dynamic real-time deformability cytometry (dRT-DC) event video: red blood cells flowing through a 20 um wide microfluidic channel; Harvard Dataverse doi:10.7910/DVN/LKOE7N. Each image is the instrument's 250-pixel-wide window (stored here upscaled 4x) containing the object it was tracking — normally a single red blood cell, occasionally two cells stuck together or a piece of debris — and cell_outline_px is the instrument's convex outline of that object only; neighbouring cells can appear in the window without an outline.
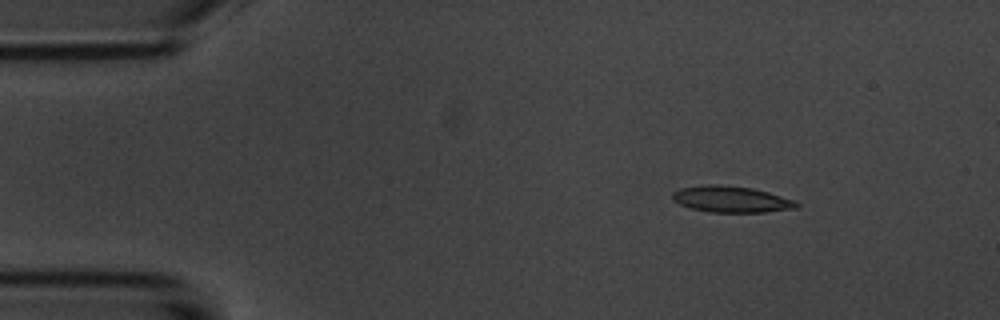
{"species": "common noctule bat (a hibernating species)", "species_latin": "Nyctalus noctula", "temperature_condition": "room temperature", "stored_images_in_passage": 5, "segment_of_instrument_passage": [1, 2], "camera_frame_rate_fps": 3000, "um_per_image_px": 0.085, "animal": {"sex": "male", "body_mass_g": 20.1, "forearm_length_mm": 53.5}, "frame": {"image": 1, "passage_image": 2, "time_ms": 1.333, "image_size_px": [1000, 320], "cell_outline_px": [[800, 204], [796, 208], [764, 212], [708, 212], [692, 208], [680, 204], [672, 200], [672, 192], [680, 188], [708, 184], [716, 184], [752, 188], [768, 192], [796, 200]], "centroid_in_image_um": [62.15, 16.93], "position_along_channel_um": 22.8, "area_um2": 19.02}}